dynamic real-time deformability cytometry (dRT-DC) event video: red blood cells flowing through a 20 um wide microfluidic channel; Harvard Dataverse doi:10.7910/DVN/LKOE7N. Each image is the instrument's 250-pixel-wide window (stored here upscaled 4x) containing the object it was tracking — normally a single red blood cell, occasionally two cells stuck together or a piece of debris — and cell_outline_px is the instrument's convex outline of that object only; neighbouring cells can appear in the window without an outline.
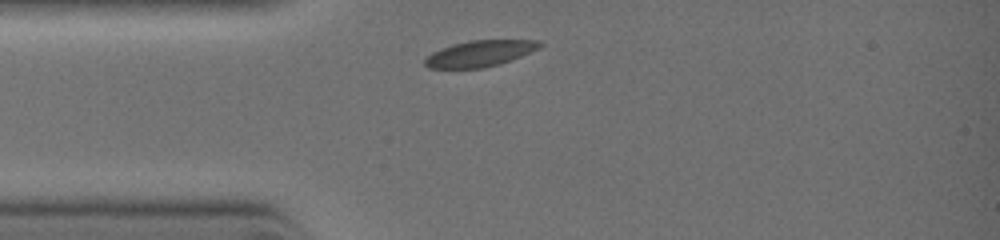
{"species": "common noctule bat (a hibernating species)", "species_latin": "Nyctalus noctula", "temperature_condition": "warm", "stored_images_in_passage": 2, "camera_frame_rate_fps": 3000, "um_per_image_px": 0.085, "animal": {"sex": "female", "body_mass_g": 19.0, "forearm_length_mm": 51.5}, "frame": {"image": 1, "passage_image": 1, "time_ms": 0.0, "image_size_px": [1000, 240], "cell_outline_px": [[544, 44], [520, 56], [496, 64], [480, 68], [428, 68], [424, 64], [424, 60], [432, 52], [452, 44], [472, 40], [536, 40]], "centroid_in_image_um": [40.72, 4.54], "position_along_channel_um": 44.3, "area_um2": 16.99}}